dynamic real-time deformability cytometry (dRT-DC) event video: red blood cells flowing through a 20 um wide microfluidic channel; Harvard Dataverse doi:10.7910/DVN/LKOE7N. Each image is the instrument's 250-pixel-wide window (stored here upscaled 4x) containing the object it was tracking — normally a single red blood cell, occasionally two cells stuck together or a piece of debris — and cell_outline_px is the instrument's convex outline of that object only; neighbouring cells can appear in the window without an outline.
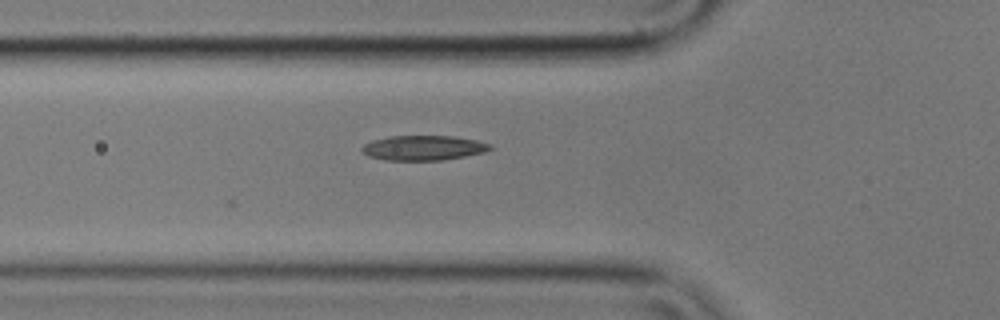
{"species": "common noctule bat (a hibernating species)", "species_latin": "Nyctalus noctula", "temperature_condition": "cold", "stored_images_in_passage": 6, "camera_frame_rate_fps": 3000, "um_per_image_px": 0.085, "animal": {"sex": "male", "body_mass_g": 17.9}, "frame": {"image": 1, "passage_image": 6, "time_ms": 1.667, "image_size_px": [1000, 320], "cell_outline_px": [[496, 148], [484, 152], [464, 156], [440, 160], [384, 160], [368, 156], [360, 148], [364, 144], [372, 140], [388, 136], [456, 136], [476, 140], [492, 144]], "centroid_in_image_um": [36.01, 12.56], "position_along_channel_um": 89.8, "area_um2": 18.67}}